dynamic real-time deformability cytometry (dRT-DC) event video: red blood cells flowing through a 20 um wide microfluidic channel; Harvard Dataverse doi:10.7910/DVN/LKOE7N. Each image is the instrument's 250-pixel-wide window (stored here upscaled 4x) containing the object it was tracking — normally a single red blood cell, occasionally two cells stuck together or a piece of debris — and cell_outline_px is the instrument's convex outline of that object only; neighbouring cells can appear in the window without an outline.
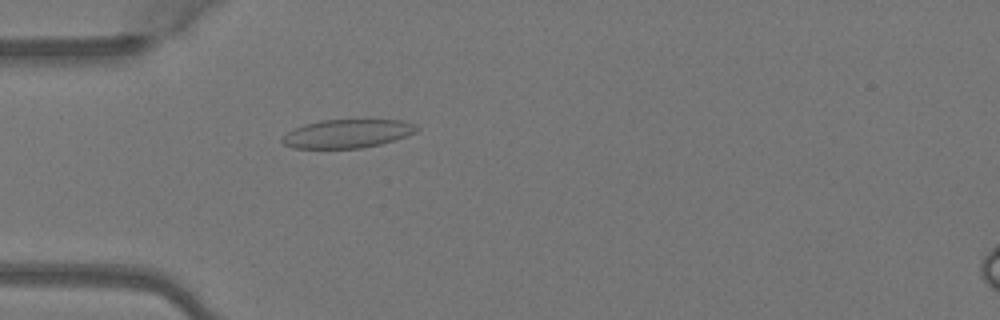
{"species": "Egyptian fruit bat (a non-hibernating species)", "species_latin": "Rousettus aegyptiacus", "temperature_condition": "warm", "stored_images_in_passage": 2, "camera_frame_rate_fps": 3000, "um_per_image_px": 0.085, "animal": {"sex": "female"}, "frame": {"image": 1, "passage_image": 2, "time_ms": 0.333, "image_size_px": [1000, 320], "cell_outline_px": [[420, 128], [416, 132], [380, 144], [360, 148], [292, 148], [284, 144], [280, 140], [288, 132], [304, 124], [320, 120], [400, 120], [416, 124]], "centroid_in_image_um": [29.52, 11.35], "position_along_channel_um": 55.5, "area_um2": 22.14}}